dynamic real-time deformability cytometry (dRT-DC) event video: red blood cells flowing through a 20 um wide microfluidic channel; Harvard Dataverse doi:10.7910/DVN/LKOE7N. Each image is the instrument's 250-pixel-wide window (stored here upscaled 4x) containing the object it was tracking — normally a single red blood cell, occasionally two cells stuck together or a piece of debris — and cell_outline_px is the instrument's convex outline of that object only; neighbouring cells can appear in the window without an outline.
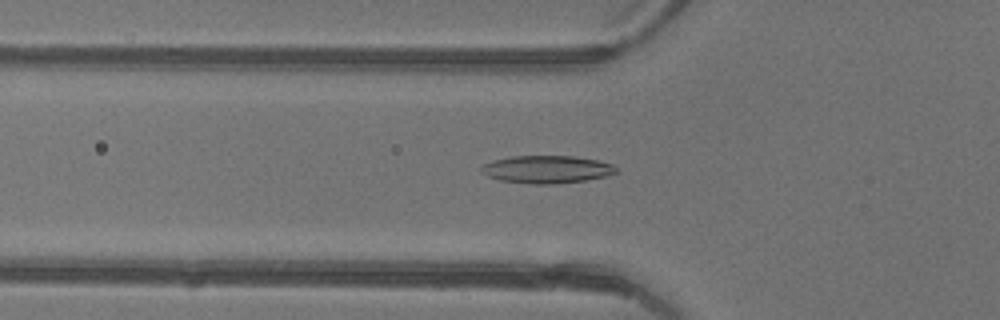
{"species": "common noctule bat (a hibernating species)", "species_latin": "Nyctalus noctula", "temperature_condition": "warm", "stored_images_in_passage": 47, "camera_frame_rate_fps": 3000, "um_per_image_px": 0.085, "animal": {"sex": "female"}, "frame": {"image": 1, "passage_image": 17, "time_ms": 5.333, "image_size_px": [1000, 320], "cell_outline_px": [[616, 172], [604, 176], [584, 180], [556, 184], [532, 184], [500, 180], [488, 176], [480, 172], [480, 168], [484, 164], [492, 160], [512, 156], [576, 156], [596, 160], [612, 164], [616, 168]], "centroid_in_image_um": [46.43, 14.39], "position_along_channel_um": 79.4, "area_um2": 21.62}}
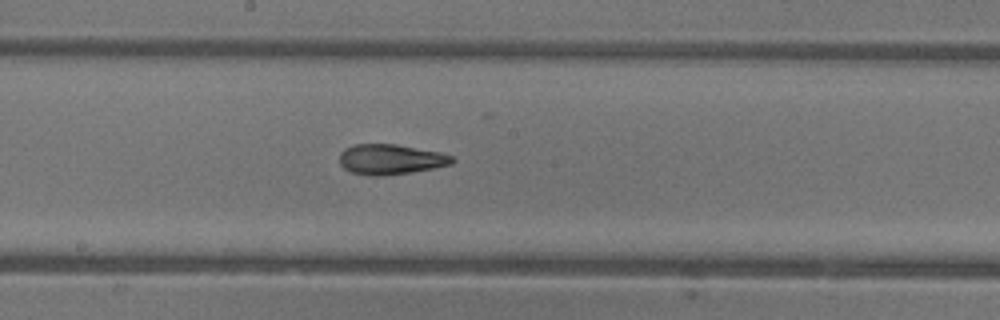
{"frame": {"image": 2, "passage_image": 26, "time_ms": 8.333, "image_size_px": [1000, 320], "cell_outline_px": [[456, 160], [452, 164], [412, 172], [384, 176], [372, 176], [352, 172], [344, 168], [340, 164], [340, 152], [344, 148], [352, 144], [396, 144], [440, 152], [452, 156]], "centroid_in_image_um": [33.19, 13.54], "position_along_channel_um": 215.0, "area_um2": 19.94}}
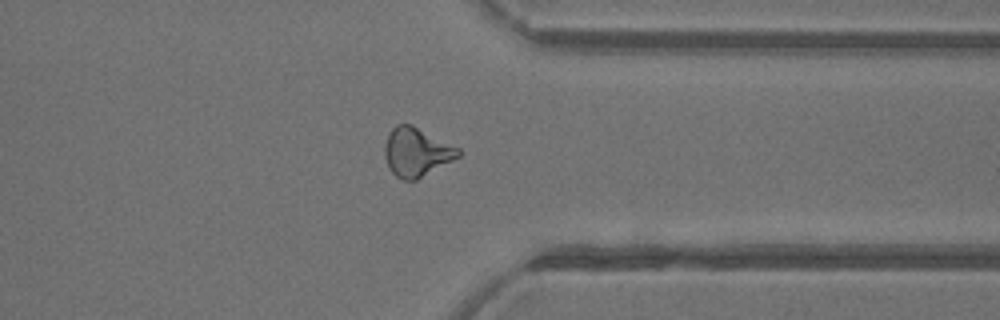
{"frame": {"image": 3, "passage_image": 37, "time_ms": 12.0, "image_size_px": [1000, 320], "cell_outline_px": [[460, 156], [416, 180], [404, 180], [396, 176], [392, 172], [384, 156], [384, 144], [388, 132], [396, 124], [412, 124], [460, 148]], "centroid_in_image_um": [35.39, 12.9], "position_along_channel_um": 376.0, "area_um2": 20.92}, "authors_computed_cell_mechanics": {"area_um2": 20.3456, "velocity_mm_per_s": 4.4757, "shape_relaxation_time_tau1_ms": null, "shape_relaxation_time_tau2_ms": 2.3856, "deformation_change_tau1": null, "deformation_change_tau2": 0.1222}}